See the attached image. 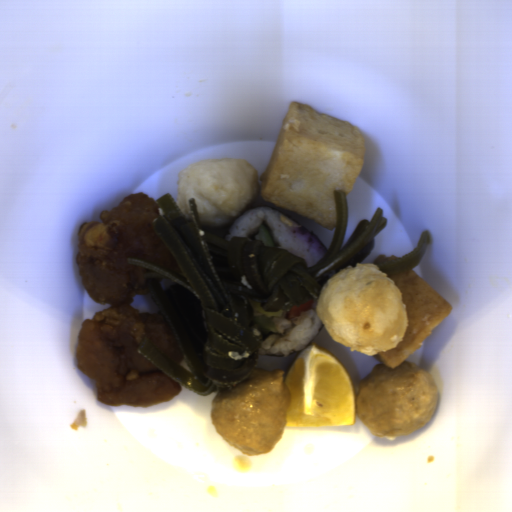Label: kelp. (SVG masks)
Returning <instances> with one entry per match:
<instances>
[{
    "label": "kelp",
    "instance_id": "99668d17",
    "mask_svg": "<svg viewBox=\"0 0 512 512\" xmlns=\"http://www.w3.org/2000/svg\"><path fill=\"white\" fill-rule=\"evenodd\" d=\"M333 194L331 245L310 267L298 254L258 238L225 239L211 232L201 221L195 196L187 202L188 217L171 193L157 197L163 214L150 222L151 228L188 283L145 259L128 256L127 262L158 274L142 279L189 370L145 338L138 354L203 397L247 380L258 368L263 340L249 300L269 312L310 303L334 274L362 263L387 227L377 206L371 220L359 221L342 245L349 223L347 194L344 189Z\"/></svg>",
    "mask_w": 512,
    "mask_h": 512
},
{
    "label": "kelp",
    "instance_id": "cf089659",
    "mask_svg": "<svg viewBox=\"0 0 512 512\" xmlns=\"http://www.w3.org/2000/svg\"><path fill=\"white\" fill-rule=\"evenodd\" d=\"M431 241L432 238L429 230L421 231L415 249L381 267H377L378 270L385 272L388 277L414 270L423 261L426 249Z\"/></svg>",
    "mask_w": 512,
    "mask_h": 512
}]
</instances>
